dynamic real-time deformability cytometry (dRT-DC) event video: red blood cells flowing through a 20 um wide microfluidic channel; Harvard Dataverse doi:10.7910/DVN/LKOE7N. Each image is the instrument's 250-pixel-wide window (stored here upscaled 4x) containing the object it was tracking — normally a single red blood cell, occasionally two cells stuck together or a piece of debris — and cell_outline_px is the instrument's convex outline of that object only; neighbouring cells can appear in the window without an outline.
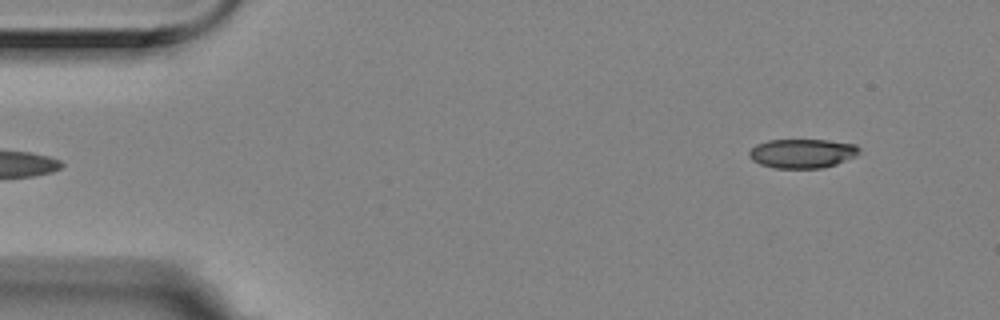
{"species": "Egyptian fruit bat (a non-hibernating species)", "species_latin": "Rousettus aegyptiacus", "temperature_condition": "room temperature", "stored_images_in_passage": 3, "segment_of_instrument_passage": [2, 2], "camera_frame_rate_fps": 3000, "um_per_image_px": 0.085, "animal": {"sex": "female"}, "frame": {"image": 1, "passage_image": 3, "time_ms": 0.667, "image_size_px": [1000, 320], "cell_outline_px": [[860, 152], [856, 156], [836, 164], [824, 168], [772, 168], [760, 164], [752, 160], [748, 156], [748, 152], [756, 144], [768, 140], [828, 140], [856, 144], [860, 148]], "centroid_in_image_um": [68.19, 13.04], "position_along_channel_um": 16.8, "area_um2": 18.9}}